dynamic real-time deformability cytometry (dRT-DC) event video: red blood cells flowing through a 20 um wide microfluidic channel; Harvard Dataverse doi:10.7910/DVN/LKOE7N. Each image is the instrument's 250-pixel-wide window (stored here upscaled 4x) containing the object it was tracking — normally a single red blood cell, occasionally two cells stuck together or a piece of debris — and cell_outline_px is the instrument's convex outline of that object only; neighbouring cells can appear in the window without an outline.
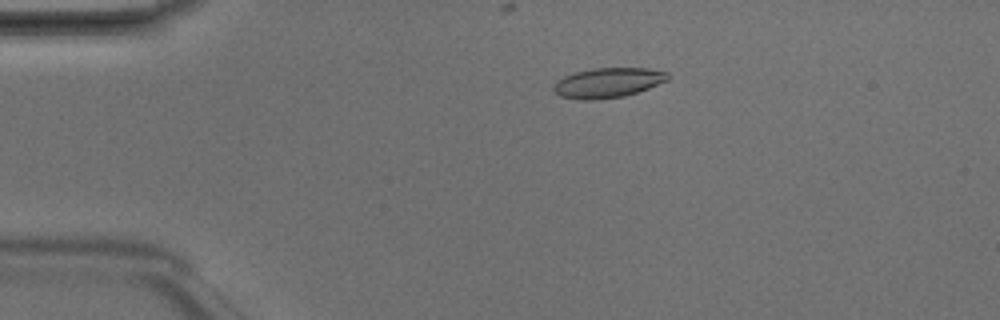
{"species": "Egyptian fruit bat (a non-hibernating species)", "species_latin": "Rousettus aegyptiacus", "temperature_condition": "room temperature", "stored_images_in_passage": 4, "camera_frame_rate_fps": 3000, "um_per_image_px": 0.085, "animal": {"sex": "male"}, "frame": {"image": 1, "passage_image": 3, "time_ms": 0.667, "image_size_px": [1000, 320], "cell_outline_px": [[668, 80], [648, 88], [624, 96], [592, 100], [580, 100], [560, 96], [552, 88], [556, 80], [564, 76], [576, 72], [592, 68], [648, 68], [668, 72]], "centroid_in_image_um": [51.65, 7.03], "position_along_channel_um": 33.4, "area_um2": 19.83}}